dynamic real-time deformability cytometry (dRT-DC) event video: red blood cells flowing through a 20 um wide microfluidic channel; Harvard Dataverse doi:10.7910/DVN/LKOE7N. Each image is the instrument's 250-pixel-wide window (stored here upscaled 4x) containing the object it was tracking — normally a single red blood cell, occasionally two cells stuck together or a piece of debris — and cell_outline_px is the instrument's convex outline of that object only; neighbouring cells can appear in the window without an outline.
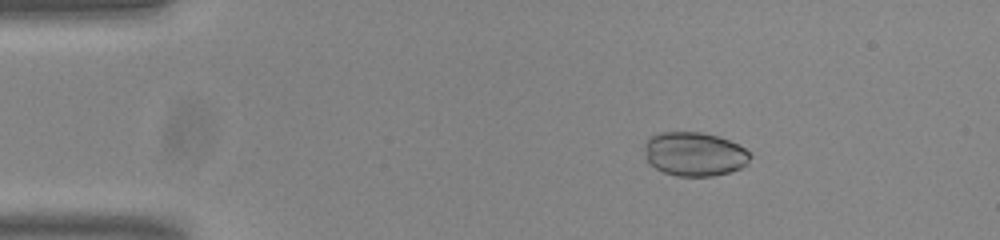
{"species": "common noctule bat (a hibernating species)", "species_latin": "Nyctalus noctula", "temperature_condition": "room temperature", "stored_images_in_passage": 54, "camera_frame_rate_fps": 3000, "um_per_image_px": 0.085, "animal": {"sex": "male", "body_mass_g": 20.0, "forearm_length_mm": 53.3}, "frame": {"image": 1, "passage_image": 9, "time_ms": 2.667, "image_size_px": [1000, 240], "cell_outline_px": [[752, 156], [748, 164], [740, 168], [728, 172], [712, 176], [676, 176], [664, 172], [648, 164], [644, 156], [644, 144], [648, 136], [656, 132], [700, 132], [716, 136], [740, 144]], "centroid_in_image_um": [58.98, 13.09], "position_along_channel_um": 26.0, "area_um2": 27.46}}
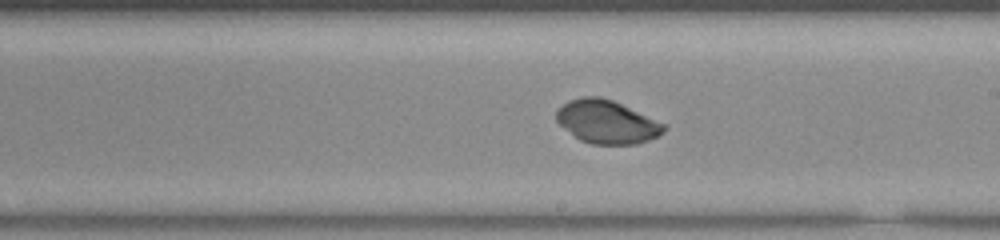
{"frame": {"image": 2, "passage_image": 31, "time_ms": 10.0, "image_size_px": [1000, 240], "cell_outline_px": [[668, 128], [656, 136], [648, 140], [636, 144], [592, 144], [580, 140], [560, 124], [556, 120], [556, 108], [568, 100], [584, 96], [600, 96], [612, 100], [668, 124]], "centroid_in_image_um": [51.59, 10.34], "position_along_channel_um": 237.4, "area_um2": 27.17}}
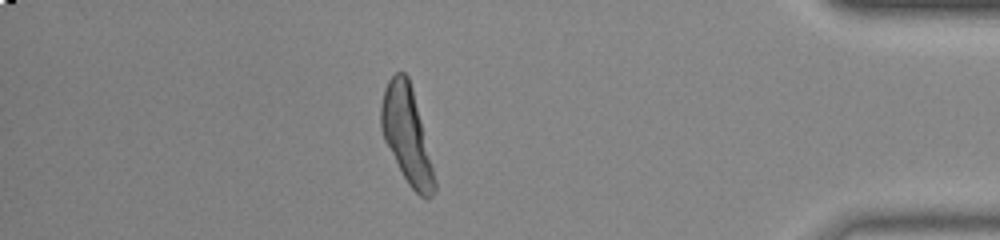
{"frame": {"image": 3, "passage_image": 47, "time_ms": 15.333, "image_size_px": [1000, 240], "cell_outline_px": [[436, 188], [432, 196], [428, 200], [424, 200], [408, 184], [384, 140], [380, 128], [380, 108], [384, 88], [388, 80], [396, 72], [404, 72], [408, 76], [412, 88], [436, 180]], "centroid_in_image_um": [34.56, 11.48], "position_along_channel_um": 400.6, "area_um2": 29.65}, "authors_computed_cell_mechanics": {"area_um2": 27.8018, "velocity_mm_per_s": 3.8118, "shape_relaxation_time_tau1_ms": 2.5191, "shape_relaxation_time_tau2_ms": null, "deformation_change_tau1": 0.0522, "deformation_change_tau2": null}}